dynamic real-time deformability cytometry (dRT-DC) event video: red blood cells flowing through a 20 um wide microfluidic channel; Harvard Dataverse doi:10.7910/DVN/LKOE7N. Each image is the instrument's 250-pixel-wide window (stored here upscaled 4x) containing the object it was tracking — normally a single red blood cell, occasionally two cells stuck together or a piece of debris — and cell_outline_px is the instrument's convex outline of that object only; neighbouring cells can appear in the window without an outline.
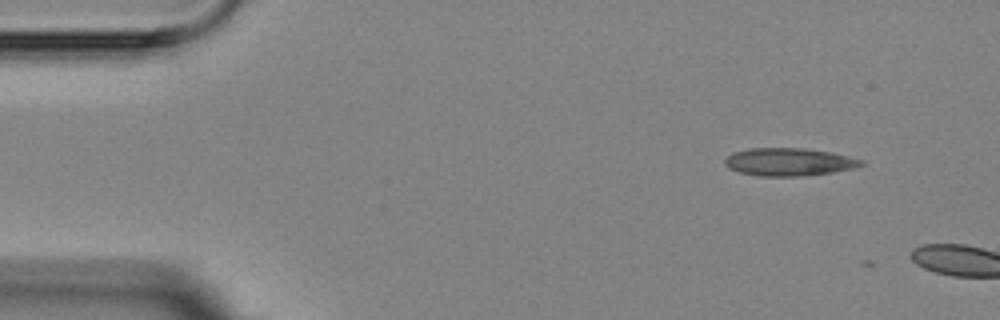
{"species": "Egyptian fruit bat (a non-hibernating species)", "species_latin": "Rousettus aegyptiacus", "temperature_condition": "room temperature", "stored_images_in_passage": 2, "camera_frame_rate_fps": 3000, "um_per_image_px": 0.085, "animal": {"sex": "female"}, "frame": {"image": 1, "passage_image": 1, "time_ms": 0.0, "image_size_px": [1000, 320], "cell_outline_px": [[864, 164], [852, 168], [832, 172], [804, 176], [760, 176], [740, 172], [728, 168], [724, 164], [724, 160], [732, 152], [748, 148], [804, 148], [832, 152], [864, 160]], "centroid_in_image_um": [67.04, 13.76], "position_along_channel_um": 18.0, "area_um2": 22.14}}